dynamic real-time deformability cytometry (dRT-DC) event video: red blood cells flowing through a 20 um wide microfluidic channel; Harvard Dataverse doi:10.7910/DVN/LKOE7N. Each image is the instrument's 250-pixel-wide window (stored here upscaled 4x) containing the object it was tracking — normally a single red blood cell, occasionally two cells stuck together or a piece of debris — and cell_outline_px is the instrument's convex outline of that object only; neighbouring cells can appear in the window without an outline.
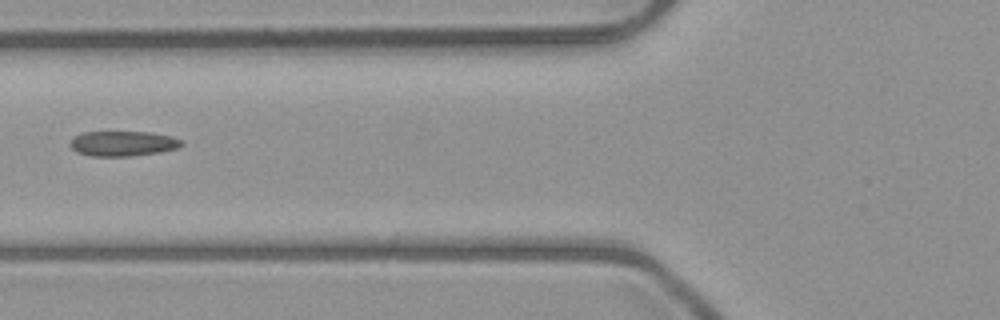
{"species": "common noctule bat (a hibernating species)", "species_latin": "Nyctalus noctula", "temperature_condition": "room temperature", "stored_images_in_passage": 3, "camera_frame_rate_fps": 3000, "um_per_image_px": 0.085, "animal": {"sex": "male", "body_mass_g": 23.1, "forearm_length_mm": 52.7}, "frame": {"image": 1, "passage_image": 2, "time_ms": 1.0, "image_size_px": [1000, 320], "cell_outline_px": [[184, 144], [176, 148], [160, 152], [132, 156], [92, 156], [76, 152], [68, 144], [76, 136], [84, 132], [152, 132], [184, 140]], "centroid_in_image_um": [10.46, 12.2], "position_along_channel_um": 115.3, "area_um2": 16.24}}
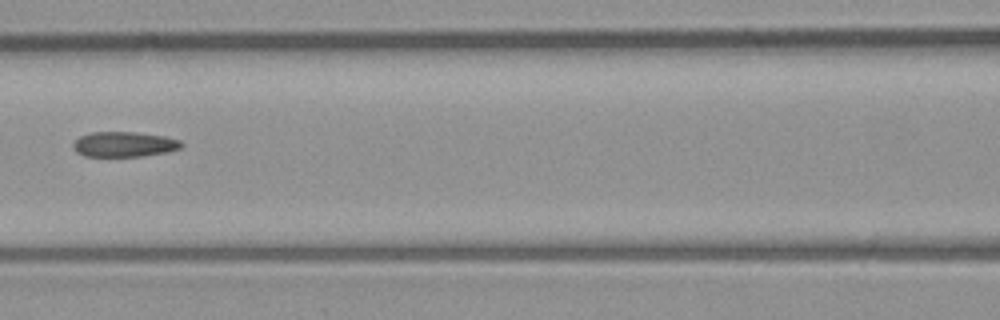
{"frame": {"image": 2, "passage_image": 3, "time_ms": 2.0, "image_size_px": [1000, 320], "cell_outline_px": [[184, 144], [180, 148], [168, 152], [140, 156], [84, 156], [76, 152], [72, 148], [72, 144], [80, 136], [92, 132], [136, 132], [164, 136], [180, 140]], "centroid_in_image_um": [10.54, 12.26], "position_along_channel_um": 156.1, "area_um2": 15.9}}